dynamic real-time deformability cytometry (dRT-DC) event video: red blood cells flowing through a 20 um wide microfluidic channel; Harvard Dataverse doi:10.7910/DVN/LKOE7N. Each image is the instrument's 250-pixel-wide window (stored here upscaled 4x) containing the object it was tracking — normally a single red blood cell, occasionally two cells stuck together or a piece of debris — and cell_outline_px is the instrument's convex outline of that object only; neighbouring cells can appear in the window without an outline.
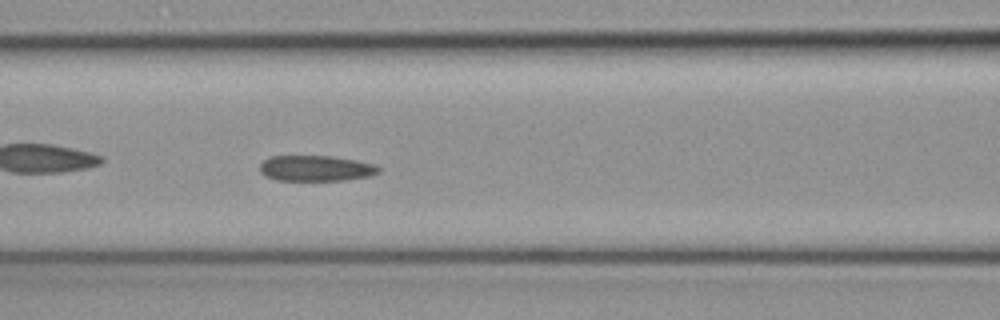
{"species": "common noctule bat (a hibernating species)", "species_latin": "Nyctalus noctula", "temperature_condition": "cold", "stored_images_in_passage": 47, "camera_frame_rate_fps": 3000, "um_per_image_px": 0.085, "animal": {"sex": "female", "body_mass_g": 19.3, "forearm_length_mm": 54.1}, "frame": {"image": 1, "passage_image": 21, "time_ms": 6.667, "image_size_px": [1000, 320], "cell_outline_px": [[380, 172], [368, 176], [344, 180], [276, 180], [264, 176], [260, 172], [260, 164], [264, 160], [272, 156], [332, 156], [356, 160], [372, 164], [380, 168]], "centroid_in_image_um": [26.81, 14.3], "position_along_channel_um": 139.8, "area_um2": 17.69}}